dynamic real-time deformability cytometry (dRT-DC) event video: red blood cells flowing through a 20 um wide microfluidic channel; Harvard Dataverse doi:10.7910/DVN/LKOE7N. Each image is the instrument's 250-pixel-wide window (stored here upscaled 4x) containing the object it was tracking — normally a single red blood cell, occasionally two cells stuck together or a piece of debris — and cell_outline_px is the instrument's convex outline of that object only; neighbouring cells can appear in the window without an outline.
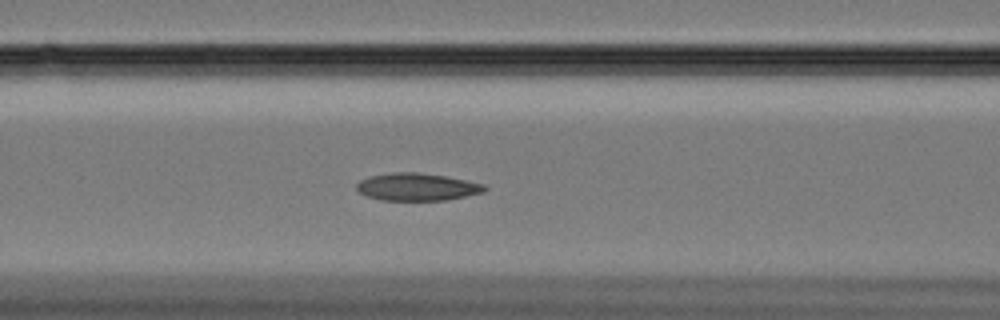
{"species": "Egyptian fruit bat (a non-hibernating species)", "species_latin": "Rousettus aegyptiacus", "temperature_condition": "cold", "stored_images_in_passage": 61, "camera_frame_rate_fps": 3000, "um_per_image_px": 0.085, "animal": {"sex": "female"}, "frame": {"image": 1, "passage_image": 26, "time_ms": 8.333, "image_size_px": [1000, 320], "cell_outline_px": [[488, 188], [484, 192], [444, 200], [380, 200], [368, 196], [360, 192], [356, 188], [356, 184], [360, 180], [368, 176], [392, 172], [416, 172], [444, 176], [484, 184]], "centroid_in_image_um": [35.42, 15.88], "position_along_channel_um": 131.2, "area_um2": 20.35}}
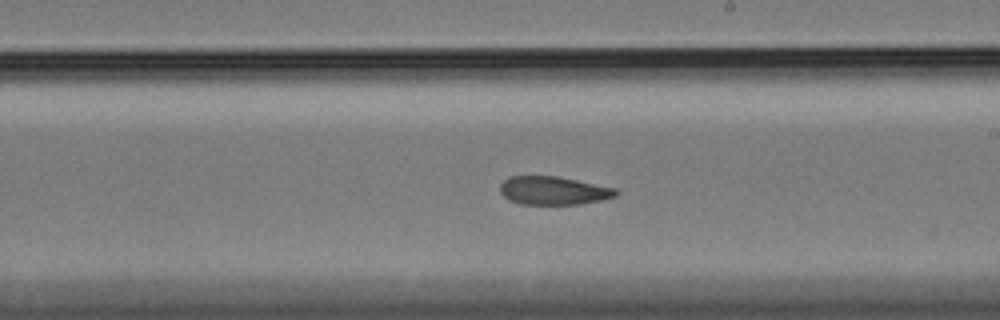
{"frame": {"image": 2, "passage_image": 36, "time_ms": 11.667, "image_size_px": [1000, 320], "cell_outline_px": [[620, 192], [616, 196], [600, 200], [580, 204], [520, 204], [508, 200], [500, 192], [500, 184], [508, 176], [556, 176], [616, 188]], "centroid_in_image_um": [47.02, 16.2], "position_along_channel_um": 242.0, "area_um2": 19.13}}
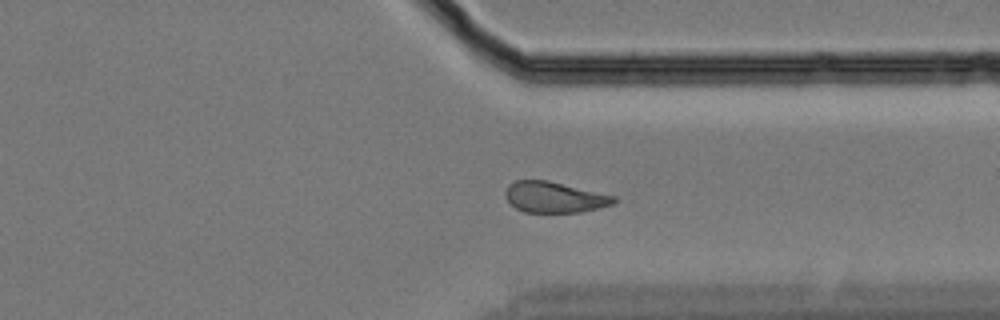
{"frame": {"image": 3, "passage_image": 47, "time_ms": 15.333, "image_size_px": [1000, 320], "cell_outline_px": [[616, 200], [612, 204], [580, 212], [524, 212], [516, 208], [504, 196], [504, 192], [508, 184], [516, 180], [548, 180], [616, 196]], "centroid_in_image_um": [47.09, 16.75], "position_along_channel_um": 364.3, "area_um2": 19.42}, "authors_computed_cell_mechanics": {"area_um2": 20.8658, "velocity_mm_per_s": 3.3329, "shape_relaxation_time_tau1_ms": null, "shape_relaxation_time_tau2_ms": 5.3091, "deformation_change_tau1": null, "deformation_change_tau2": 0.1165}}